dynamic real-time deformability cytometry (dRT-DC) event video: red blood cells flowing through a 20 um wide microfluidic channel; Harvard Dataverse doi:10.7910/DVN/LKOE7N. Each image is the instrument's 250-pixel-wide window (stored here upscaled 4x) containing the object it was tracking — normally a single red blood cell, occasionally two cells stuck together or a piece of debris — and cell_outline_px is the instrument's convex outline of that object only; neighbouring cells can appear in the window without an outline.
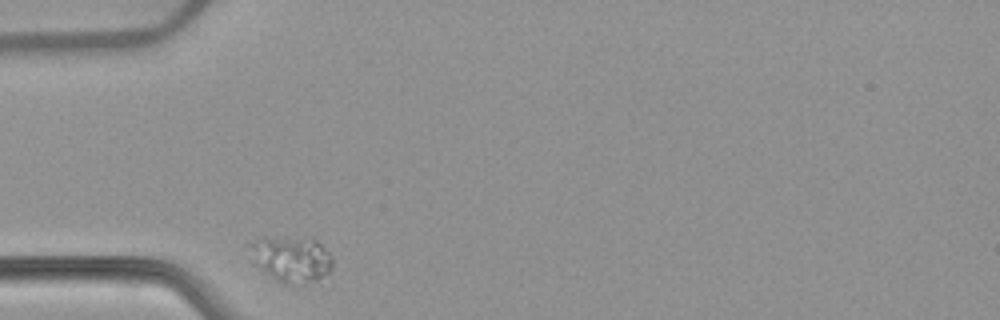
{"species": "common noctule bat (a hibernating species)", "species_latin": "Nyctalus noctula", "temperature_condition": "warm", "stored_images_in_passage": 31, "camera_frame_rate_fps": 3000, "um_per_image_px": 0.085, "animal": {"sex": "female", "body_mass_g": 22.7, "forearm_length_mm": 54.2}, "frame": {"image": 1, "passage_image": 1, "time_ms": 0.0, "image_size_px": [1000, 320], "cell_outline_px": [[332, 268], [328, 272], [316, 280], [284, 284], [276, 280], [260, 268], [252, 260], [252, 240], [260, 236], [312, 236], [328, 252], [332, 260]], "centroid_in_image_um": [24.76, 21.93], "position_along_channel_um": 60.2, "area_um2": 22.14}}
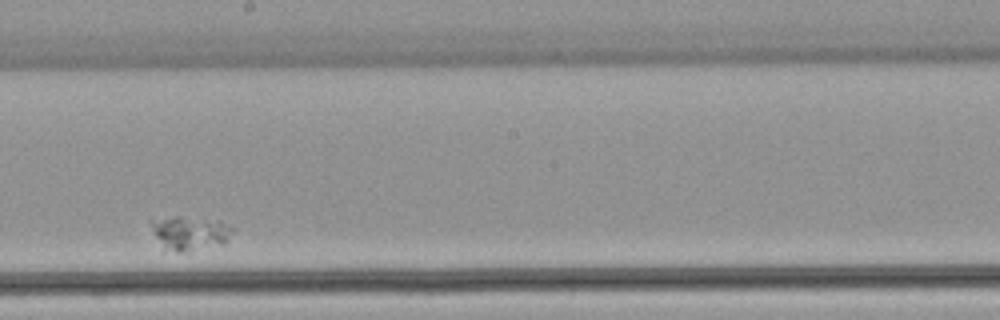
{"frame": {"image": 2, "passage_image": 18, "time_ms": 5.667, "image_size_px": [1000, 320], "cell_outline_px": [[236, 228], [224, 244], [188, 252], [176, 252], [164, 244], [156, 236], [148, 220], [176, 216], [180, 216], [220, 220]], "centroid_in_image_um": [16.23, 19.78], "position_along_channel_um": 232.0, "area_um2": 16.13}}
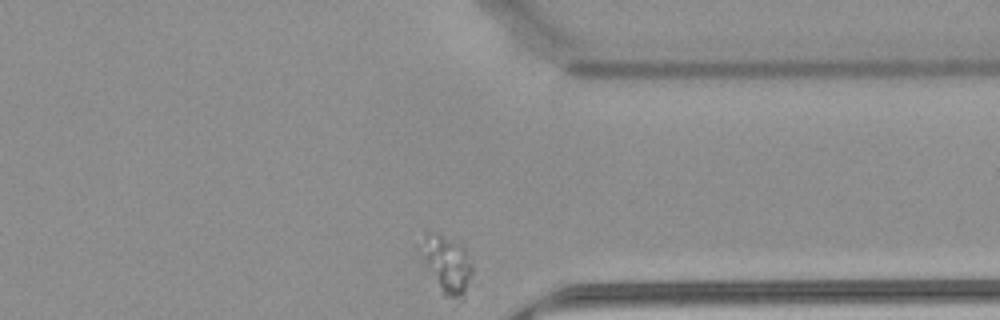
{"frame": {"image": 3, "passage_image": 31, "time_ms": 10.0, "image_size_px": [1000, 320], "cell_outline_px": [[472, 272], [464, 292], [460, 296], [444, 296], [416, 248], [424, 232], [428, 232], [440, 236], [460, 244], [464, 248], [472, 264]], "centroid_in_image_um": [37.91, 22.38], "position_along_channel_um": 373.5, "area_um2": 16.59}}